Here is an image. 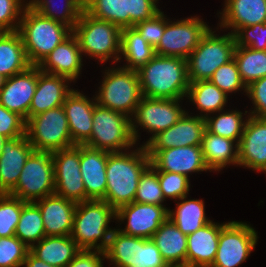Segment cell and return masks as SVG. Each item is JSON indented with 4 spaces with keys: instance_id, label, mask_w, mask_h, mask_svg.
Masks as SVG:
<instances>
[{
    "instance_id": "6da1fadb",
    "label": "cell",
    "mask_w": 266,
    "mask_h": 267,
    "mask_svg": "<svg viewBox=\"0 0 266 267\" xmlns=\"http://www.w3.org/2000/svg\"><path fill=\"white\" fill-rule=\"evenodd\" d=\"M127 20L125 3L114 0H93L81 13L72 30L82 54L101 63L118 62L121 30Z\"/></svg>"
},
{
    "instance_id": "7a4b0ae2",
    "label": "cell",
    "mask_w": 266,
    "mask_h": 267,
    "mask_svg": "<svg viewBox=\"0 0 266 267\" xmlns=\"http://www.w3.org/2000/svg\"><path fill=\"white\" fill-rule=\"evenodd\" d=\"M122 152H110L106 164L104 201L115 210L134 202L139 178L150 166L151 159L143 145ZM133 150V151H132Z\"/></svg>"
},
{
    "instance_id": "3957f363",
    "label": "cell",
    "mask_w": 266,
    "mask_h": 267,
    "mask_svg": "<svg viewBox=\"0 0 266 267\" xmlns=\"http://www.w3.org/2000/svg\"><path fill=\"white\" fill-rule=\"evenodd\" d=\"M137 73L144 97L186 100L190 85L187 59L155 55Z\"/></svg>"
},
{
    "instance_id": "277c9868",
    "label": "cell",
    "mask_w": 266,
    "mask_h": 267,
    "mask_svg": "<svg viewBox=\"0 0 266 267\" xmlns=\"http://www.w3.org/2000/svg\"><path fill=\"white\" fill-rule=\"evenodd\" d=\"M111 219H116V210L106 201L79 202L74 214L71 237L81 250L105 251L115 229L109 226Z\"/></svg>"
},
{
    "instance_id": "5b68a950",
    "label": "cell",
    "mask_w": 266,
    "mask_h": 267,
    "mask_svg": "<svg viewBox=\"0 0 266 267\" xmlns=\"http://www.w3.org/2000/svg\"><path fill=\"white\" fill-rule=\"evenodd\" d=\"M22 38L28 61L38 66L72 30L62 23L45 18L29 5L21 15L17 30Z\"/></svg>"
},
{
    "instance_id": "8992f818",
    "label": "cell",
    "mask_w": 266,
    "mask_h": 267,
    "mask_svg": "<svg viewBox=\"0 0 266 267\" xmlns=\"http://www.w3.org/2000/svg\"><path fill=\"white\" fill-rule=\"evenodd\" d=\"M106 68L95 94L96 103L132 118L143 97L137 71L116 65Z\"/></svg>"
},
{
    "instance_id": "52a82bcc",
    "label": "cell",
    "mask_w": 266,
    "mask_h": 267,
    "mask_svg": "<svg viewBox=\"0 0 266 267\" xmlns=\"http://www.w3.org/2000/svg\"><path fill=\"white\" fill-rule=\"evenodd\" d=\"M235 47L231 32L219 36L210 28L187 58L189 83L209 80L219 67L233 59Z\"/></svg>"
},
{
    "instance_id": "ba28073f",
    "label": "cell",
    "mask_w": 266,
    "mask_h": 267,
    "mask_svg": "<svg viewBox=\"0 0 266 267\" xmlns=\"http://www.w3.org/2000/svg\"><path fill=\"white\" fill-rule=\"evenodd\" d=\"M93 128L84 145L109 152H122L137 146L131 129V118L99 106L93 113Z\"/></svg>"
},
{
    "instance_id": "9c48e42d",
    "label": "cell",
    "mask_w": 266,
    "mask_h": 267,
    "mask_svg": "<svg viewBox=\"0 0 266 267\" xmlns=\"http://www.w3.org/2000/svg\"><path fill=\"white\" fill-rule=\"evenodd\" d=\"M104 252L113 267H169L152 239L129 236L116 228Z\"/></svg>"
},
{
    "instance_id": "30bf717a",
    "label": "cell",
    "mask_w": 266,
    "mask_h": 267,
    "mask_svg": "<svg viewBox=\"0 0 266 267\" xmlns=\"http://www.w3.org/2000/svg\"><path fill=\"white\" fill-rule=\"evenodd\" d=\"M26 136L35 151L53 153L76 145L63 106L30 117L26 121Z\"/></svg>"
},
{
    "instance_id": "8fae6325",
    "label": "cell",
    "mask_w": 266,
    "mask_h": 267,
    "mask_svg": "<svg viewBox=\"0 0 266 267\" xmlns=\"http://www.w3.org/2000/svg\"><path fill=\"white\" fill-rule=\"evenodd\" d=\"M54 191L52 153L34 150L26 160L16 186L8 194L24 202H35Z\"/></svg>"
},
{
    "instance_id": "7c38bea8",
    "label": "cell",
    "mask_w": 266,
    "mask_h": 267,
    "mask_svg": "<svg viewBox=\"0 0 266 267\" xmlns=\"http://www.w3.org/2000/svg\"><path fill=\"white\" fill-rule=\"evenodd\" d=\"M179 103L182 104V101L178 99L147 98L143 96L131 118L132 135L136 144H140L137 142H139L141 134L139 131L142 128L143 131L152 134L142 144L145 146L155 135L173 126L187 112Z\"/></svg>"
},
{
    "instance_id": "4fadbf2b",
    "label": "cell",
    "mask_w": 266,
    "mask_h": 267,
    "mask_svg": "<svg viewBox=\"0 0 266 267\" xmlns=\"http://www.w3.org/2000/svg\"><path fill=\"white\" fill-rule=\"evenodd\" d=\"M211 27L199 16L176 21L166 17L165 31L155 47L158 56H175L187 59Z\"/></svg>"
},
{
    "instance_id": "5bb4252c",
    "label": "cell",
    "mask_w": 266,
    "mask_h": 267,
    "mask_svg": "<svg viewBox=\"0 0 266 267\" xmlns=\"http://www.w3.org/2000/svg\"><path fill=\"white\" fill-rule=\"evenodd\" d=\"M258 238V233L250 224L228 221L220 231L218 249L211 267L240 266L255 249Z\"/></svg>"
},
{
    "instance_id": "9a60e30c",
    "label": "cell",
    "mask_w": 266,
    "mask_h": 267,
    "mask_svg": "<svg viewBox=\"0 0 266 267\" xmlns=\"http://www.w3.org/2000/svg\"><path fill=\"white\" fill-rule=\"evenodd\" d=\"M54 194L76 203L86 201V190L80 171V144L52 153Z\"/></svg>"
},
{
    "instance_id": "2e32d148",
    "label": "cell",
    "mask_w": 266,
    "mask_h": 267,
    "mask_svg": "<svg viewBox=\"0 0 266 267\" xmlns=\"http://www.w3.org/2000/svg\"><path fill=\"white\" fill-rule=\"evenodd\" d=\"M166 206L132 202L116 210V221L125 223V228H117L120 232L146 239H151L160 225L168 218ZM124 221H127L124 222Z\"/></svg>"
},
{
    "instance_id": "e0dca14e",
    "label": "cell",
    "mask_w": 266,
    "mask_h": 267,
    "mask_svg": "<svg viewBox=\"0 0 266 267\" xmlns=\"http://www.w3.org/2000/svg\"><path fill=\"white\" fill-rule=\"evenodd\" d=\"M151 159L150 167L154 171L178 173L190 177L189 174L209 171L201 145L174 147L164 150H147Z\"/></svg>"
},
{
    "instance_id": "ac0fdd59",
    "label": "cell",
    "mask_w": 266,
    "mask_h": 267,
    "mask_svg": "<svg viewBox=\"0 0 266 267\" xmlns=\"http://www.w3.org/2000/svg\"><path fill=\"white\" fill-rule=\"evenodd\" d=\"M206 120L187 111L173 126L155 135L146 145V150H164L174 147L201 145Z\"/></svg>"
},
{
    "instance_id": "d6986e66",
    "label": "cell",
    "mask_w": 266,
    "mask_h": 267,
    "mask_svg": "<svg viewBox=\"0 0 266 267\" xmlns=\"http://www.w3.org/2000/svg\"><path fill=\"white\" fill-rule=\"evenodd\" d=\"M247 121L238 143V165L252 171L266 170V118L245 116Z\"/></svg>"
},
{
    "instance_id": "ffe728a7",
    "label": "cell",
    "mask_w": 266,
    "mask_h": 267,
    "mask_svg": "<svg viewBox=\"0 0 266 267\" xmlns=\"http://www.w3.org/2000/svg\"><path fill=\"white\" fill-rule=\"evenodd\" d=\"M38 66H30L24 72L5 80L0 90V104L9 111L18 113L25 121L29 119V108L37 86Z\"/></svg>"
},
{
    "instance_id": "44dd1931",
    "label": "cell",
    "mask_w": 266,
    "mask_h": 267,
    "mask_svg": "<svg viewBox=\"0 0 266 267\" xmlns=\"http://www.w3.org/2000/svg\"><path fill=\"white\" fill-rule=\"evenodd\" d=\"M109 151L80 144V171L87 200H103L107 186L106 164Z\"/></svg>"
},
{
    "instance_id": "7402d4cb",
    "label": "cell",
    "mask_w": 266,
    "mask_h": 267,
    "mask_svg": "<svg viewBox=\"0 0 266 267\" xmlns=\"http://www.w3.org/2000/svg\"><path fill=\"white\" fill-rule=\"evenodd\" d=\"M95 104V95L90 99L78 89H73L62 105L68 120L70 136L76 145L84 144L91 136Z\"/></svg>"
},
{
    "instance_id": "603a6c76",
    "label": "cell",
    "mask_w": 266,
    "mask_h": 267,
    "mask_svg": "<svg viewBox=\"0 0 266 267\" xmlns=\"http://www.w3.org/2000/svg\"><path fill=\"white\" fill-rule=\"evenodd\" d=\"M73 33L62 41L39 65L43 72L64 76L73 83L82 72L83 56Z\"/></svg>"
},
{
    "instance_id": "cb8c5ba5",
    "label": "cell",
    "mask_w": 266,
    "mask_h": 267,
    "mask_svg": "<svg viewBox=\"0 0 266 267\" xmlns=\"http://www.w3.org/2000/svg\"><path fill=\"white\" fill-rule=\"evenodd\" d=\"M72 81L64 76L43 72L38 67V80L29 108V118L62 106L73 91Z\"/></svg>"
},
{
    "instance_id": "d4e9b609",
    "label": "cell",
    "mask_w": 266,
    "mask_h": 267,
    "mask_svg": "<svg viewBox=\"0 0 266 267\" xmlns=\"http://www.w3.org/2000/svg\"><path fill=\"white\" fill-rule=\"evenodd\" d=\"M35 203L41 211L46 236L71 235L76 202L52 194Z\"/></svg>"
},
{
    "instance_id": "484cf974",
    "label": "cell",
    "mask_w": 266,
    "mask_h": 267,
    "mask_svg": "<svg viewBox=\"0 0 266 267\" xmlns=\"http://www.w3.org/2000/svg\"><path fill=\"white\" fill-rule=\"evenodd\" d=\"M228 222L213 221L187 235L186 267H211L218 249L221 229Z\"/></svg>"
},
{
    "instance_id": "4316f807",
    "label": "cell",
    "mask_w": 266,
    "mask_h": 267,
    "mask_svg": "<svg viewBox=\"0 0 266 267\" xmlns=\"http://www.w3.org/2000/svg\"><path fill=\"white\" fill-rule=\"evenodd\" d=\"M223 7L217 13L221 31L230 29L234 35L242 27L266 22L265 0H225Z\"/></svg>"
},
{
    "instance_id": "83f0119b",
    "label": "cell",
    "mask_w": 266,
    "mask_h": 267,
    "mask_svg": "<svg viewBox=\"0 0 266 267\" xmlns=\"http://www.w3.org/2000/svg\"><path fill=\"white\" fill-rule=\"evenodd\" d=\"M33 151L26 135L7 139L0 156V193H9L16 186L22 168Z\"/></svg>"
},
{
    "instance_id": "f1b7e54d",
    "label": "cell",
    "mask_w": 266,
    "mask_h": 267,
    "mask_svg": "<svg viewBox=\"0 0 266 267\" xmlns=\"http://www.w3.org/2000/svg\"><path fill=\"white\" fill-rule=\"evenodd\" d=\"M157 4L125 3L127 20L154 48L159 44L166 26V15Z\"/></svg>"
},
{
    "instance_id": "f546056e",
    "label": "cell",
    "mask_w": 266,
    "mask_h": 267,
    "mask_svg": "<svg viewBox=\"0 0 266 267\" xmlns=\"http://www.w3.org/2000/svg\"><path fill=\"white\" fill-rule=\"evenodd\" d=\"M169 267H186L187 235L167 218L151 237Z\"/></svg>"
},
{
    "instance_id": "4dcf8cb0",
    "label": "cell",
    "mask_w": 266,
    "mask_h": 267,
    "mask_svg": "<svg viewBox=\"0 0 266 267\" xmlns=\"http://www.w3.org/2000/svg\"><path fill=\"white\" fill-rule=\"evenodd\" d=\"M155 48L145 41L139 31L126 20L121 30L120 56L118 62L123 57L125 65L122 68L138 71L146 65L154 56Z\"/></svg>"
},
{
    "instance_id": "1f68e13d",
    "label": "cell",
    "mask_w": 266,
    "mask_h": 267,
    "mask_svg": "<svg viewBox=\"0 0 266 267\" xmlns=\"http://www.w3.org/2000/svg\"><path fill=\"white\" fill-rule=\"evenodd\" d=\"M201 149L210 172L221 171L227 165L238 167V144L234 140L215 135L205 129Z\"/></svg>"
},
{
    "instance_id": "d6a6232c",
    "label": "cell",
    "mask_w": 266,
    "mask_h": 267,
    "mask_svg": "<svg viewBox=\"0 0 266 267\" xmlns=\"http://www.w3.org/2000/svg\"><path fill=\"white\" fill-rule=\"evenodd\" d=\"M80 250L71 235L45 236L30 247L35 257L56 267H66Z\"/></svg>"
},
{
    "instance_id": "836d02e7",
    "label": "cell",
    "mask_w": 266,
    "mask_h": 267,
    "mask_svg": "<svg viewBox=\"0 0 266 267\" xmlns=\"http://www.w3.org/2000/svg\"><path fill=\"white\" fill-rule=\"evenodd\" d=\"M30 66L19 32L3 31L0 34V75L7 79Z\"/></svg>"
},
{
    "instance_id": "e575fe53",
    "label": "cell",
    "mask_w": 266,
    "mask_h": 267,
    "mask_svg": "<svg viewBox=\"0 0 266 267\" xmlns=\"http://www.w3.org/2000/svg\"><path fill=\"white\" fill-rule=\"evenodd\" d=\"M186 199H188V195L178 200L180 202L175 201L176 208L168 210V218L183 234L189 235L212 220L205 214L204 200Z\"/></svg>"
},
{
    "instance_id": "d590c367",
    "label": "cell",
    "mask_w": 266,
    "mask_h": 267,
    "mask_svg": "<svg viewBox=\"0 0 266 267\" xmlns=\"http://www.w3.org/2000/svg\"><path fill=\"white\" fill-rule=\"evenodd\" d=\"M93 0H63V5H56L55 0H29L28 5L45 18L64 24L71 30L79 21L82 11ZM59 8V9H58Z\"/></svg>"
},
{
    "instance_id": "8d00e7d4",
    "label": "cell",
    "mask_w": 266,
    "mask_h": 267,
    "mask_svg": "<svg viewBox=\"0 0 266 267\" xmlns=\"http://www.w3.org/2000/svg\"><path fill=\"white\" fill-rule=\"evenodd\" d=\"M186 98L195 104L199 116L204 118L224 110L228 103V96L210 80L190 83Z\"/></svg>"
},
{
    "instance_id": "74e56055",
    "label": "cell",
    "mask_w": 266,
    "mask_h": 267,
    "mask_svg": "<svg viewBox=\"0 0 266 267\" xmlns=\"http://www.w3.org/2000/svg\"><path fill=\"white\" fill-rule=\"evenodd\" d=\"M247 113L249 115L247 110L243 113L237 109H226V111L213 113L212 116L208 115L205 118L206 129L215 135L234 140L238 144L247 121V118L245 119L243 116Z\"/></svg>"
},
{
    "instance_id": "f35d334b",
    "label": "cell",
    "mask_w": 266,
    "mask_h": 267,
    "mask_svg": "<svg viewBox=\"0 0 266 267\" xmlns=\"http://www.w3.org/2000/svg\"><path fill=\"white\" fill-rule=\"evenodd\" d=\"M233 58L246 87L253 81L266 76V51L236 46Z\"/></svg>"
},
{
    "instance_id": "ab89813d",
    "label": "cell",
    "mask_w": 266,
    "mask_h": 267,
    "mask_svg": "<svg viewBox=\"0 0 266 267\" xmlns=\"http://www.w3.org/2000/svg\"><path fill=\"white\" fill-rule=\"evenodd\" d=\"M15 236L29 248L46 236L41 211L35 202H24Z\"/></svg>"
},
{
    "instance_id": "60d3db41",
    "label": "cell",
    "mask_w": 266,
    "mask_h": 267,
    "mask_svg": "<svg viewBox=\"0 0 266 267\" xmlns=\"http://www.w3.org/2000/svg\"><path fill=\"white\" fill-rule=\"evenodd\" d=\"M24 201L8 193H0V237L15 235Z\"/></svg>"
},
{
    "instance_id": "b9f144b4",
    "label": "cell",
    "mask_w": 266,
    "mask_h": 267,
    "mask_svg": "<svg viewBox=\"0 0 266 267\" xmlns=\"http://www.w3.org/2000/svg\"><path fill=\"white\" fill-rule=\"evenodd\" d=\"M164 201L158 174L149 166L139 178L134 202L164 206Z\"/></svg>"
},
{
    "instance_id": "7bdbcfd3",
    "label": "cell",
    "mask_w": 266,
    "mask_h": 267,
    "mask_svg": "<svg viewBox=\"0 0 266 267\" xmlns=\"http://www.w3.org/2000/svg\"><path fill=\"white\" fill-rule=\"evenodd\" d=\"M209 80L227 96L240 90L246 93V86L240 78L234 58L219 67Z\"/></svg>"
},
{
    "instance_id": "ee69618b",
    "label": "cell",
    "mask_w": 266,
    "mask_h": 267,
    "mask_svg": "<svg viewBox=\"0 0 266 267\" xmlns=\"http://www.w3.org/2000/svg\"><path fill=\"white\" fill-rule=\"evenodd\" d=\"M30 248L18 237H0V267H21Z\"/></svg>"
},
{
    "instance_id": "f6af8a7d",
    "label": "cell",
    "mask_w": 266,
    "mask_h": 267,
    "mask_svg": "<svg viewBox=\"0 0 266 267\" xmlns=\"http://www.w3.org/2000/svg\"><path fill=\"white\" fill-rule=\"evenodd\" d=\"M158 174V180L165 199L180 200L187 196L190 191V179L182 174L155 171Z\"/></svg>"
},
{
    "instance_id": "bcb514c9",
    "label": "cell",
    "mask_w": 266,
    "mask_h": 267,
    "mask_svg": "<svg viewBox=\"0 0 266 267\" xmlns=\"http://www.w3.org/2000/svg\"><path fill=\"white\" fill-rule=\"evenodd\" d=\"M236 46L266 51V22L242 27L235 34Z\"/></svg>"
},
{
    "instance_id": "7dc6e473",
    "label": "cell",
    "mask_w": 266,
    "mask_h": 267,
    "mask_svg": "<svg viewBox=\"0 0 266 267\" xmlns=\"http://www.w3.org/2000/svg\"><path fill=\"white\" fill-rule=\"evenodd\" d=\"M28 0H0V29L17 31Z\"/></svg>"
},
{
    "instance_id": "c3c4849f",
    "label": "cell",
    "mask_w": 266,
    "mask_h": 267,
    "mask_svg": "<svg viewBox=\"0 0 266 267\" xmlns=\"http://www.w3.org/2000/svg\"><path fill=\"white\" fill-rule=\"evenodd\" d=\"M0 134L8 139L26 135V121L18 113L9 111L0 104Z\"/></svg>"
},
{
    "instance_id": "681fc988",
    "label": "cell",
    "mask_w": 266,
    "mask_h": 267,
    "mask_svg": "<svg viewBox=\"0 0 266 267\" xmlns=\"http://www.w3.org/2000/svg\"><path fill=\"white\" fill-rule=\"evenodd\" d=\"M247 97L252 100L253 107L250 116L266 118V76L253 81L246 87Z\"/></svg>"
},
{
    "instance_id": "f907efd6",
    "label": "cell",
    "mask_w": 266,
    "mask_h": 267,
    "mask_svg": "<svg viewBox=\"0 0 266 267\" xmlns=\"http://www.w3.org/2000/svg\"><path fill=\"white\" fill-rule=\"evenodd\" d=\"M104 260V251L80 250L66 267H103Z\"/></svg>"
},
{
    "instance_id": "816d5d0a",
    "label": "cell",
    "mask_w": 266,
    "mask_h": 267,
    "mask_svg": "<svg viewBox=\"0 0 266 267\" xmlns=\"http://www.w3.org/2000/svg\"><path fill=\"white\" fill-rule=\"evenodd\" d=\"M22 267H56L53 265H49L43 260L35 257L30 251L28 252L26 259L24 260Z\"/></svg>"
},
{
    "instance_id": "f5cc1de1",
    "label": "cell",
    "mask_w": 266,
    "mask_h": 267,
    "mask_svg": "<svg viewBox=\"0 0 266 267\" xmlns=\"http://www.w3.org/2000/svg\"><path fill=\"white\" fill-rule=\"evenodd\" d=\"M120 3H159V0H114Z\"/></svg>"
},
{
    "instance_id": "db71d44e",
    "label": "cell",
    "mask_w": 266,
    "mask_h": 267,
    "mask_svg": "<svg viewBox=\"0 0 266 267\" xmlns=\"http://www.w3.org/2000/svg\"><path fill=\"white\" fill-rule=\"evenodd\" d=\"M7 139H8L7 137L0 134V156L3 152V147H4V144L7 141Z\"/></svg>"
},
{
    "instance_id": "11a10c76",
    "label": "cell",
    "mask_w": 266,
    "mask_h": 267,
    "mask_svg": "<svg viewBox=\"0 0 266 267\" xmlns=\"http://www.w3.org/2000/svg\"><path fill=\"white\" fill-rule=\"evenodd\" d=\"M6 78L3 77L2 75H0V90L2 89V87L4 86Z\"/></svg>"
}]
</instances>
